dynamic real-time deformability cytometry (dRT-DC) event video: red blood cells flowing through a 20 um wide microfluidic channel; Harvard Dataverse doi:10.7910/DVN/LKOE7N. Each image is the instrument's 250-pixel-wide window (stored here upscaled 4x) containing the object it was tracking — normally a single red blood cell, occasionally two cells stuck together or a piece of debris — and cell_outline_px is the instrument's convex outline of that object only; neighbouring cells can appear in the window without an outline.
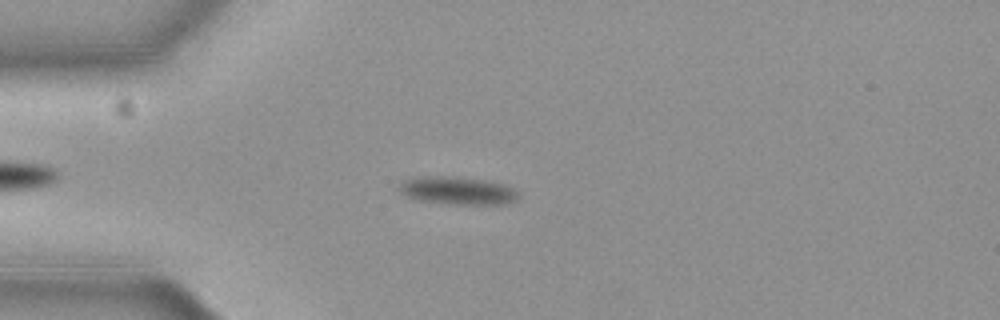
{"species": "common noctule bat (a hibernating species)", "species_latin": "Nyctalus noctula", "temperature_condition": "cold", "stored_images_in_passage": 52, "camera_frame_rate_fps": 3000, "um_per_image_px": 0.085, "animal": {"sex": "female", "body_mass_g": 19.3, "forearm_length_mm": 54.1}, "frame": {"image": 1, "passage_image": 10, "time_ms": 3.0, "image_size_px": [1000, 320], "cell_outline_px": [[520, 196], [516, 200], [504, 204], [456, 204], [420, 200], [408, 196], [400, 188], [400, 184], [408, 180], [424, 176], [452, 176], [484, 180], [504, 184], [512, 188]], "centroid_in_image_um": [38.98, 16.2], "position_along_channel_um": 46.0, "area_um2": 18.79}}
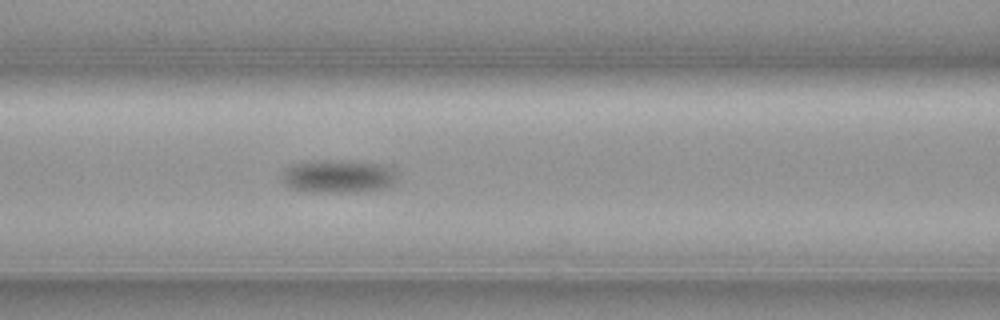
{"frame": {"image": 2, "passage_image": 19, "time_ms": 6.0, "image_size_px": [1000, 320], "cell_outline_px": [[396, 184], [384, 188], [356, 192], [316, 192], [288, 188], [284, 180], [284, 172], [292, 164], [316, 160], [320, 160], [392, 164]], "centroid_in_image_um": [28.81, 14.99], "position_along_channel_um": 137.8, "area_um2": 22.08}}
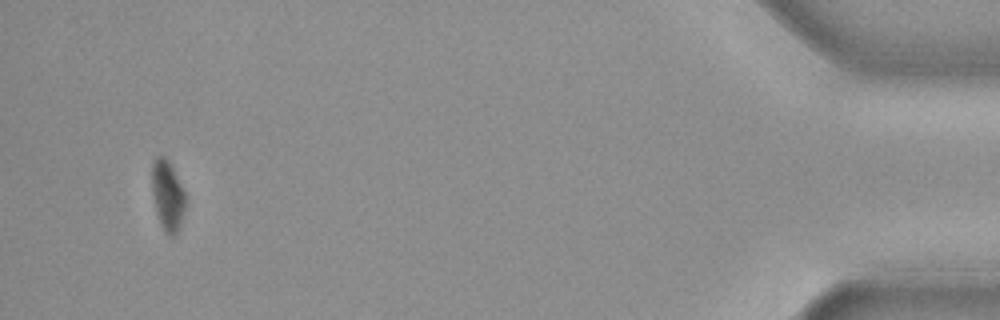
{"frame": {"image": 3, "passage_image": 49, "time_ms": 16.0, "image_size_px": [1000, 320], "cell_outline_px": [[188, 204], [176, 236], [168, 236], [164, 232], [160, 224], [156, 212], [152, 192], [152, 164], [156, 156], [164, 156], [172, 168], [184, 192]], "centroid_in_image_um": [14.26, 16.7], "position_along_channel_um": 420.9, "area_um2": 13.87}, "authors_computed_cell_mechanics": {"area_um2": 18.6116, "velocity_mm_per_s": 3.6816, "shape_relaxation_time_tau1_ms": 1.2558, "shape_relaxation_time_tau2_ms": null, "deformation_change_tau1": 0.1017, "deformation_change_tau2": null}}